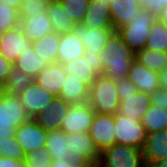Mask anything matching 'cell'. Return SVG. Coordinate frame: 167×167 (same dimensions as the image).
<instances>
[{
  "mask_svg": "<svg viewBox=\"0 0 167 167\" xmlns=\"http://www.w3.org/2000/svg\"><path fill=\"white\" fill-rule=\"evenodd\" d=\"M47 13L51 19L54 32L64 34L75 28L76 23L66 13L59 0L49 1Z\"/></svg>",
  "mask_w": 167,
  "mask_h": 167,
  "instance_id": "484cf974",
  "label": "cell"
},
{
  "mask_svg": "<svg viewBox=\"0 0 167 167\" xmlns=\"http://www.w3.org/2000/svg\"><path fill=\"white\" fill-rule=\"evenodd\" d=\"M50 167H77L69 160H52Z\"/></svg>",
  "mask_w": 167,
  "mask_h": 167,
  "instance_id": "f6af8a7d",
  "label": "cell"
},
{
  "mask_svg": "<svg viewBox=\"0 0 167 167\" xmlns=\"http://www.w3.org/2000/svg\"><path fill=\"white\" fill-rule=\"evenodd\" d=\"M70 105L64 99L55 97L49 106L37 113L33 119L47 132L61 129V124L69 111Z\"/></svg>",
  "mask_w": 167,
  "mask_h": 167,
  "instance_id": "7c38bea8",
  "label": "cell"
},
{
  "mask_svg": "<svg viewBox=\"0 0 167 167\" xmlns=\"http://www.w3.org/2000/svg\"><path fill=\"white\" fill-rule=\"evenodd\" d=\"M20 27L24 36L32 42L43 38L53 31L52 22L47 12L23 18L20 21Z\"/></svg>",
  "mask_w": 167,
  "mask_h": 167,
  "instance_id": "ffe728a7",
  "label": "cell"
},
{
  "mask_svg": "<svg viewBox=\"0 0 167 167\" xmlns=\"http://www.w3.org/2000/svg\"><path fill=\"white\" fill-rule=\"evenodd\" d=\"M159 85L161 89L167 90V68L159 72Z\"/></svg>",
  "mask_w": 167,
  "mask_h": 167,
  "instance_id": "ee69618b",
  "label": "cell"
},
{
  "mask_svg": "<svg viewBox=\"0 0 167 167\" xmlns=\"http://www.w3.org/2000/svg\"><path fill=\"white\" fill-rule=\"evenodd\" d=\"M31 119L19 96L0 92V123L13 124L16 130L21 124Z\"/></svg>",
  "mask_w": 167,
  "mask_h": 167,
  "instance_id": "8fae6325",
  "label": "cell"
},
{
  "mask_svg": "<svg viewBox=\"0 0 167 167\" xmlns=\"http://www.w3.org/2000/svg\"><path fill=\"white\" fill-rule=\"evenodd\" d=\"M62 65L67 73L80 78L89 88L99 75H103L99 53L85 52L83 57L72 59Z\"/></svg>",
  "mask_w": 167,
  "mask_h": 167,
  "instance_id": "52a82bcc",
  "label": "cell"
},
{
  "mask_svg": "<svg viewBox=\"0 0 167 167\" xmlns=\"http://www.w3.org/2000/svg\"><path fill=\"white\" fill-rule=\"evenodd\" d=\"M166 5H167V0H155V15L157 17L161 13L164 6Z\"/></svg>",
  "mask_w": 167,
  "mask_h": 167,
  "instance_id": "bcb514c9",
  "label": "cell"
},
{
  "mask_svg": "<svg viewBox=\"0 0 167 167\" xmlns=\"http://www.w3.org/2000/svg\"><path fill=\"white\" fill-rule=\"evenodd\" d=\"M71 161L77 167H94L100 161L101 152L91 139L89 132L66 134Z\"/></svg>",
  "mask_w": 167,
  "mask_h": 167,
  "instance_id": "277c9868",
  "label": "cell"
},
{
  "mask_svg": "<svg viewBox=\"0 0 167 167\" xmlns=\"http://www.w3.org/2000/svg\"><path fill=\"white\" fill-rule=\"evenodd\" d=\"M85 49L83 41L79 36H76L72 31L60 34V43L56 62L65 64L72 59L83 57Z\"/></svg>",
  "mask_w": 167,
  "mask_h": 167,
  "instance_id": "7402d4cb",
  "label": "cell"
},
{
  "mask_svg": "<svg viewBox=\"0 0 167 167\" xmlns=\"http://www.w3.org/2000/svg\"><path fill=\"white\" fill-rule=\"evenodd\" d=\"M151 167H167V158L154 163Z\"/></svg>",
  "mask_w": 167,
  "mask_h": 167,
  "instance_id": "681fc988",
  "label": "cell"
},
{
  "mask_svg": "<svg viewBox=\"0 0 167 167\" xmlns=\"http://www.w3.org/2000/svg\"><path fill=\"white\" fill-rule=\"evenodd\" d=\"M32 44L33 42L24 36L22 28L18 26L4 32L0 42V53L13 64L20 53L31 48Z\"/></svg>",
  "mask_w": 167,
  "mask_h": 167,
  "instance_id": "9a60e30c",
  "label": "cell"
},
{
  "mask_svg": "<svg viewBox=\"0 0 167 167\" xmlns=\"http://www.w3.org/2000/svg\"><path fill=\"white\" fill-rule=\"evenodd\" d=\"M33 78L12 66L6 82L2 85L1 91L8 95L19 96L32 82Z\"/></svg>",
  "mask_w": 167,
  "mask_h": 167,
  "instance_id": "f1b7e54d",
  "label": "cell"
},
{
  "mask_svg": "<svg viewBox=\"0 0 167 167\" xmlns=\"http://www.w3.org/2000/svg\"><path fill=\"white\" fill-rule=\"evenodd\" d=\"M0 167H28L25 159L13 160L9 157H0Z\"/></svg>",
  "mask_w": 167,
  "mask_h": 167,
  "instance_id": "60d3db41",
  "label": "cell"
},
{
  "mask_svg": "<svg viewBox=\"0 0 167 167\" xmlns=\"http://www.w3.org/2000/svg\"><path fill=\"white\" fill-rule=\"evenodd\" d=\"M143 155L147 167L167 158V131L161 130L147 134Z\"/></svg>",
  "mask_w": 167,
  "mask_h": 167,
  "instance_id": "d6986e66",
  "label": "cell"
},
{
  "mask_svg": "<svg viewBox=\"0 0 167 167\" xmlns=\"http://www.w3.org/2000/svg\"><path fill=\"white\" fill-rule=\"evenodd\" d=\"M47 62L40 59L33 47L25 49L23 53L17 57L13 66L18 68L21 72L27 74L31 78L35 79L37 74L46 66Z\"/></svg>",
  "mask_w": 167,
  "mask_h": 167,
  "instance_id": "4316f807",
  "label": "cell"
},
{
  "mask_svg": "<svg viewBox=\"0 0 167 167\" xmlns=\"http://www.w3.org/2000/svg\"><path fill=\"white\" fill-rule=\"evenodd\" d=\"M82 24L87 28L112 27L109 6L100 0H91Z\"/></svg>",
  "mask_w": 167,
  "mask_h": 167,
  "instance_id": "cb8c5ba5",
  "label": "cell"
},
{
  "mask_svg": "<svg viewBox=\"0 0 167 167\" xmlns=\"http://www.w3.org/2000/svg\"><path fill=\"white\" fill-rule=\"evenodd\" d=\"M119 100L118 114L134 120H141L151 106V95L141 91L134 95L119 96Z\"/></svg>",
  "mask_w": 167,
  "mask_h": 167,
  "instance_id": "ac0fdd59",
  "label": "cell"
},
{
  "mask_svg": "<svg viewBox=\"0 0 167 167\" xmlns=\"http://www.w3.org/2000/svg\"><path fill=\"white\" fill-rule=\"evenodd\" d=\"M66 13L76 23H82L91 0H59Z\"/></svg>",
  "mask_w": 167,
  "mask_h": 167,
  "instance_id": "d6a6232c",
  "label": "cell"
},
{
  "mask_svg": "<svg viewBox=\"0 0 167 167\" xmlns=\"http://www.w3.org/2000/svg\"><path fill=\"white\" fill-rule=\"evenodd\" d=\"M89 135L100 152L114 145L116 143L114 115L95 113Z\"/></svg>",
  "mask_w": 167,
  "mask_h": 167,
  "instance_id": "30bf717a",
  "label": "cell"
},
{
  "mask_svg": "<svg viewBox=\"0 0 167 167\" xmlns=\"http://www.w3.org/2000/svg\"><path fill=\"white\" fill-rule=\"evenodd\" d=\"M99 58L103 75L112 80H119L128 77L129 68L135 59V52L115 31L105 43L103 51L99 53Z\"/></svg>",
  "mask_w": 167,
  "mask_h": 167,
  "instance_id": "6da1fadb",
  "label": "cell"
},
{
  "mask_svg": "<svg viewBox=\"0 0 167 167\" xmlns=\"http://www.w3.org/2000/svg\"><path fill=\"white\" fill-rule=\"evenodd\" d=\"M0 157H9L13 160L25 159L22 147L15 140V137L2 138L0 140Z\"/></svg>",
  "mask_w": 167,
  "mask_h": 167,
  "instance_id": "d590c367",
  "label": "cell"
},
{
  "mask_svg": "<svg viewBox=\"0 0 167 167\" xmlns=\"http://www.w3.org/2000/svg\"><path fill=\"white\" fill-rule=\"evenodd\" d=\"M118 96H129L137 93V87L128 79V77L115 80Z\"/></svg>",
  "mask_w": 167,
  "mask_h": 167,
  "instance_id": "74e56055",
  "label": "cell"
},
{
  "mask_svg": "<svg viewBox=\"0 0 167 167\" xmlns=\"http://www.w3.org/2000/svg\"><path fill=\"white\" fill-rule=\"evenodd\" d=\"M59 97L70 104L85 103L88 101L89 87L80 78L67 73Z\"/></svg>",
  "mask_w": 167,
  "mask_h": 167,
  "instance_id": "603a6c76",
  "label": "cell"
},
{
  "mask_svg": "<svg viewBox=\"0 0 167 167\" xmlns=\"http://www.w3.org/2000/svg\"><path fill=\"white\" fill-rule=\"evenodd\" d=\"M157 18L167 26V5L164 6Z\"/></svg>",
  "mask_w": 167,
  "mask_h": 167,
  "instance_id": "c3c4849f",
  "label": "cell"
},
{
  "mask_svg": "<svg viewBox=\"0 0 167 167\" xmlns=\"http://www.w3.org/2000/svg\"><path fill=\"white\" fill-rule=\"evenodd\" d=\"M20 26L18 10L0 2V30L4 33Z\"/></svg>",
  "mask_w": 167,
  "mask_h": 167,
  "instance_id": "836d02e7",
  "label": "cell"
},
{
  "mask_svg": "<svg viewBox=\"0 0 167 167\" xmlns=\"http://www.w3.org/2000/svg\"><path fill=\"white\" fill-rule=\"evenodd\" d=\"M94 116L95 112L88 102L71 104L61 124V130L66 134L89 132Z\"/></svg>",
  "mask_w": 167,
  "mask_h": 167,
  "instance_id": "ba28073f",
  "label": "cell"
},
{
  "mask_svg": "<svg viewBox=\"0 0 167 167\" xmlns=\"http://www.w3.org/2000/svg\"><path fill=\"white\" fill-rule=\"evenodd\" d=\"M28 167H50L52 157L46 147L39 148L25 155Z\"/></svg>",
  "mask_w": 167,
  "mask_h": 167,
  "instance_id": "8d00e7d4",
  "label": "cell"
},
{
  "mask_svg": "<svg viewBox=\"0 0 167 167\" xmlns=\"http://www.w3.org/2000/svg\"><path fill=\"white\" fill-rule=\"evenodd\" d=\"M14 137L26 155L46 146L47 131L32 118L15 130Z\"/></svg>",
  "mask_w": 167,
  "mask_h": 167,
  "instance_id": "9c48e42d",
  "label": "cell"
},
{
  "mask_svg": "<svg viewBox=\"0 0 167 167\" xmlns=\"http://www.w3.org/2000/svg\"><path fill=\"white\" fill-rule=\"evenodd\" d=\"M151 105L167 110V91L165 89L158 88L151 95Z\"/></svg>",
  "mask_w": 167,
  "mask_h": 167,
  "instance_id": "f35d334b",
  "label": "cell"
},
{
  "mask_svg": "<svg viewBox=\"0 0 167 167\" xmlns=\"http://www.w3.org/2000/svg\"><path fill=\"white\" fill-rule=\"evenodd\" d=\"M14 132L13 124L0 123V140H2V138L14 137Z\"/></svg>",
  "mask_w": 167,
  "mask_h": 167,
  "instance_id": "b9f144b4",
  "label": "cell"
},
{
  "mask_svg": "<svg viewBox=\"0 0 167 167\" xmlns=\"http://www.w3.org/2000/svg\"><path fill=\"white\" fill-rule=\"evenodd\" d=\"M95 113L115 115L119 111V96L115 80L99 75L89 88L87 101Z\"/></svg>",
  "mask_w": 167,
  "mask_h": 167,
  "instance_id": "7a4b0ae2",
  "label": "cell"
},
{
  "mask_svg": "<svg viewBox=\"0 0 167 167\" xmlns=\"http://www.w3.org/2000/svg\"><path fill=\"white\" fill-rule=\"evenodd\" d=\"M3 32L0 30V42H1V40H2V38H3Z\"/></svg>",
  "mask_w": 167,
  "mask_h": 167,
  "instance_id": "816d5d0a",
  "label": "cell"
},
{
  "mask_svg": "<svg viewBox=\"0 0 167 167\" xmlns=\"http://www.w3.org/2000/svg\"><path fill=\"white\" fill-rule=\"evenodd\" d=\"M116 143L143 150L147 132L141 120L126 118L118 113L114 115Z\"/></svg>",
  "mask_w": 167,
  "mask_h": 167,
  "instance_id": "8992f818",
  "label": "cell"
},
{
  "mask_svg": "<svg viewBox=\"0 0 167 167\" xmlns=\"http://www.w3.org/2000/svg\"><path fill=\"white\" fill-rule=\"evenodd\" d=\"M48 0H22L18 9L19 20L47 12Z\"/></svg>",
  "mask_w": 167,
  "mask_h": 167,
  "instance_id": "e575fe53",
  "label": "cell"
},
{
  "mask_svg": "<svg viewBox=\"0 0 167 167\" xmlns=\"http://www.w3.org/2000/svg\"><path fill=\"white\" fill-rule=\"evenodd\" d=\"M128 79L137 87L138 91L150 95L160 88L159 73L145 67L136 59L131 63Z\"/></svg>",
  "mask_w": 167,
  "mask_h": 167,
  "instance_id": "2e32d148",
  "label": "cell"
},
{
  "mask_svg": "<svg viewBox=\"0 0 167 167\" xmlns=\"http://www.w3.org/2000/svg\"><path fill=\"white\" fill-rule=\"evenodd\" d=\"M97 167H147L143 150L115 143L101 152Z\"/></svg>",
  "mask_w": 167,
  "mask_h": 167,
  "instance_id": "5b68a950",
  "label": "cell"
},
{
  "mask_svg": "<svg viewBox=\"0 0 167 167\" xmlns=\"http://www.w3.org/2000/svg\"><path fill=\"white\" fill-rule=\"evenodd\" d=\"M143 127L147 133L166 130L167 110L151 105L141 119Z\"/></svg>",
  "mask_w": 167,
  "mask_h": 167,
  "instance_id": "f546056e",
  "label": "cell"
},
{
  "mask_svg": "<svg viewBox=\"0 0 167 167\" xmlns=\"http://www.w3.org/2000/svg\"><path fill=\"white\" fill-rule=\"evenodd\" d=\"M59 43L60 34L52 31L43 38L33 42L32 47L36 55L49 64L56 62Z\"/></svg>",
  "mask_w": 167,
  "mask_h": 167,
  "instance_id": "d4e9b609",
  "label": "cell"
},
{
  "mask_svg": "<svg viewBox=\"0 0 167 167\" xmlns=\"http://www.w3.org/2000/svg\"><path fill=\"white\" fill-rule=\"evenodd\" d=\"M149 33L145 48L167 52V26L157 18Z\"/></svg>",
  "mask_w": 167,
  "mask_h": 167,
  "instance_id": "1f68e13d",
  "label": "cell"
},
{
  "mask_svg": "<svg viewBox=\"0 0 167 167\" xmlns=\"http://www.w3.org/2000/svg\"><path fill=\"white\" fill-rule=\"evenodd\" d=\"M67 146L66 133L61 129H55L47 132L46 149L52 157V160H69L70 153Z\"/></svg>",
  "mask_w": 167,
  "mask_h": 167,
  "instance_id": "83f0119b",
  "label": "cell"
},
{
  "mask_svg": "<svg viewBox=\"0 0 167 167\" xmlns=\"http://www.w3.org/2000/svg\"><path fill=\"white\" fill-rule=\"evenodd\" d=\"M100 2H102L103 4L108 5V6H110V4H111V0H100Z\"/></svg>",
  "mask_w": 167,
  "mask_h": 167,
  "instance_id": "f907efd6",
  "label": "cell"
},
{
  "mask_svg": "<svg viewBox=\"0 0 167 167\" xmlns=\"http://www.w3.org/2000/svg\"><path fill=\"white\" fill-rule=\"evenodd\" d=\"M83 41L85 52L100 53L110 36L115 32L113 27L87 28L82 23L71 30Z\"/></svg>",
  "mask_w": 167,
  "mask_h": 167,
  "instance_id": "4fadbf2b",
  "label": "cell"
},
{
  "mask_svg": "<svg viewBox=\"0 0 167 167\" xmlns=\"http://www.w3.org/2000/svg\"><path fill=\"white\" fill-rule=\"evenodd\" d=\"M156 19L157 16L155 14H152L147 9H141L140 12L131 18L129 23L116 31L123 42L136 53L145 48L150 28Z\"/></svg>",
  "mask_w": 167,
  "mask_h": 167,
  "instance_id": "3957f363",
  "label": "cell"
},
{
  "mask_svg": "<svg viewBox=\"0 0 167 167\" xmlns=\"http://www.w3.org/2000/svg\"><path fill=\"white\" fill-rule=\"evenodd\" d=\"M0 2L18 10L21 5L22 0H0Z\"/></svg>",
  "mask_w": 167,
  "mask_h": 167,
  "instance_id": "7dc6e473",
  "label": "cell"
},
{
  "mask_svg": "<svg viewBox=\"0 0 167 167\" xmlns=\"http://www.w3.org/2000/svg\"><path fill=\"white\" fill-rule=\"evenodd\" d=\"M56 96L39 86L35 80L19 95L28 115L33 118L49 106Z\"/></svg>",
  "mask_w": 167,
  "mask_h": 167,
  "instance_id": "5bb4252c",
  "label": "cell"
},
{
  "mask_svg": "<svg viewBox=\"0 0 167 167\" xmlns=\"http://www.w3.org/2000/svg\"><path fill=\"white\" fill-rule=\"evenodd\" d=\"M13 64L0 53V86L6 82Z\"/></svg>",
  "mask_w": 167,
  "mask_h": 167,
  "instance_id": "ab89813d",
  "label": "cell"
},
{
  "mask_svg": "<svg viewBox=\"0 0 167 167\" xmlns=\"http://www.w3.org/2000/svg\"><path fill=\"white\" fill-rule=\"evenodd\" d=\"M137 2L142 6V9H147L155 14V0H137Z\"/></svg>",
  "mask_w": 167,
  "mask_h": 167,
  "instance_id": "7bdbcfd3",
  "label": "cell"
},
{
  "mask_svg": "<svg viewBox=\"0 0 167 167\" xmlns=\"http://www.w3.org/2000/svg\"><path fill=\"white\" fill-rule=\"evenodd\" d=\"M67 72L57 62L49 63L35 77L36 83L56 97H59Z\"/></svg>",
  "mask_w": 167,
  "mask_h": 167,
  "instance_id": "e0dca14e",
  "label": "cell"
},
{
  "mask_svg": "<svg viewBox=\"0 0 167 167\" xmlns=\"http://www.w3.org/2000/svg\"><path fill=\"white\" fill-rule=\"evenodd\" d=\"M135 59L145 67L159 73L166 67L167 52L144 48L135 53Z\"/></svg>",
  "mask_w": 167,
  "mask_h": 167,
  "instance_id": "4dcf8cb0",
  "label": "cell"
},
{
  "mask_svg": "<svg viewBox=\"0 0 167 167\" xmlns=\"http://www.w3.org/2000/svg\"><path fill=\"white\" fill-rule=\"evenodd\" d=\"M142 6L137 0H111L109 6L112 27L116 31L130 22L131 18L140 12Z\"/></svg>",
  "mask_w": 167,
  "mask_h": 167,
  "instance_id": "44dd1931",
  "label": "cell"
}]
</instances>
